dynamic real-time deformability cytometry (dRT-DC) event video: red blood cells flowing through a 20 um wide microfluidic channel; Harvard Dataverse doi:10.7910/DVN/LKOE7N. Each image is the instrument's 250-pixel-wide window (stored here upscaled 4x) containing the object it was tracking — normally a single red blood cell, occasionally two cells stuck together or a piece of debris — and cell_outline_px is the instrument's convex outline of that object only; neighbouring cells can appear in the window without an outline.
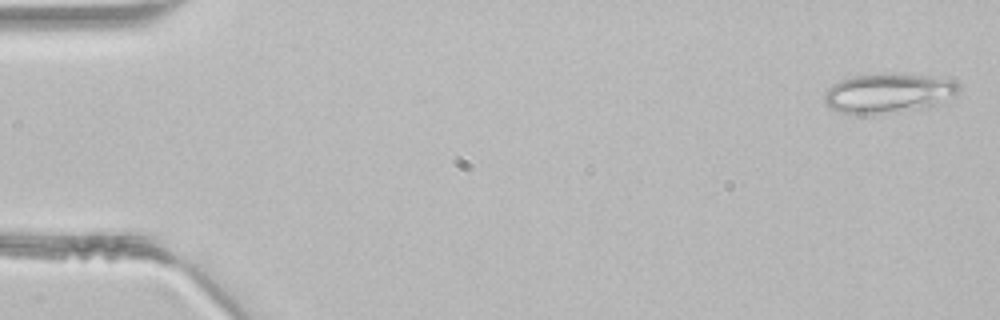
{"species": "common noctule bat (a hibernating species)", "species_latin": "Nyctalus noctula", "temperature_condition": "room temperature", "stored_images_in_passage": 9, "camera_frame_rate_fps": 3000, "um_per_image_px": 0.085, "animal": {"sex": "male", "body_mass_g": 21.5, "forearm_length_mm": 52.0}, "frame": {"image": 1, "passage_image": 1, "time_ms": 0.0, "image_size_px": [1000, 320], "cell_outline_px": [[960, 88], [956, 92], [928, 108], [880, 112], [840, 112], [832, 108], [824, 100], [824, 92], [832, 84], [840, 80], [852, 76], [928, 76], [956, 80], [960, 84]], "centroid_in_image_um": [75.5, 7.92], "position_along_channel_um": 9.5, "area_um2": 29.25}}